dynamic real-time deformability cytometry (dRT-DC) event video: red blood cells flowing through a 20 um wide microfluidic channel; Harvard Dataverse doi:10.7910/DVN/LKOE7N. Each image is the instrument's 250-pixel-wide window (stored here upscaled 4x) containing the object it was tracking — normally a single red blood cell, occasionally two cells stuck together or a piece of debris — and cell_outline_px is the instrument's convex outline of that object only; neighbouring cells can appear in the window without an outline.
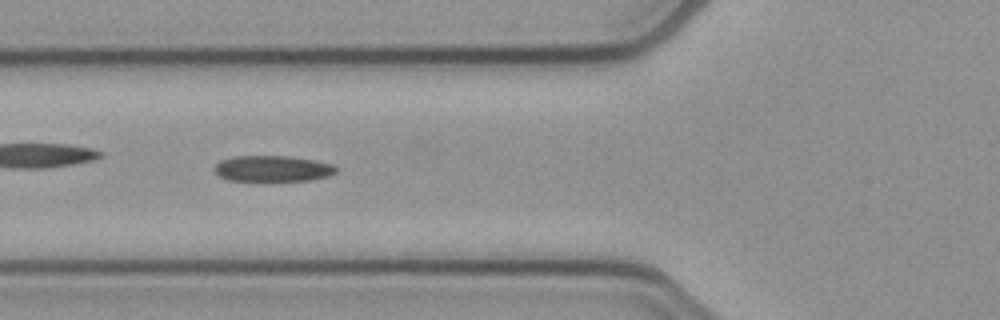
{"species": "common noctule bat (a hibernating species)", "species_latin": "Nyctalus noctula", "temperature_condition": "cold", "stored_images_in_passage": 17, "camera_frame_rate_fps": 3000, "um_per_image_px": 0.085, "animal": {"sex": "female", "body_mass_g": 21.9}, "frame": {"image": 1, "passage_image": 8, "time_ms": 2.333, "image_size_px": [1000, 320], "cell_outline_px": [[336, 172], [328, 176], [312, 180], [228, 180], [220, 176], [212, 168], [220, 160], [232, 156], [288, 156], [316, 160], [332, 164], [336, 168]], "centroid_in_image_um": [23.16, 14.32], "position_along_channel_um": 102.6, "area_um2": 18.32}}